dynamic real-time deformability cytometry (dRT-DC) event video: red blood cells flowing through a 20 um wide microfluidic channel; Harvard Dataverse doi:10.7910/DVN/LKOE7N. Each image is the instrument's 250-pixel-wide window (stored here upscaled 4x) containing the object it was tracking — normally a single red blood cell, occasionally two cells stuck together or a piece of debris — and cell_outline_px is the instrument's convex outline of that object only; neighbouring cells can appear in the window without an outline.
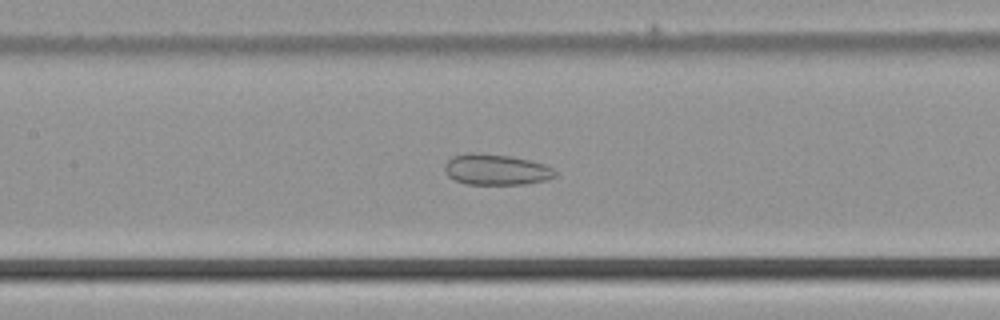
{"species": "common noctule bat (a hibernating species)", "species_latin": "Nyctalus noctula", "temperature_condition": "cold", "stored_images_in_passage": 52, "segment_of_instrument_passage": [1, 2], "camera_frame_rate_fps": 3000, "um_per_image_px": 0.085, "animal": {"sex": "male", "body_mass_g": 21.5, "forearm_length_mm": 52.0}, "frame": {"image": 1, "passage_image": 24, "time_ms": 7.667, "image_size_px": [1000, 320], "cell_outline_px": [[556, 176], [544, 180], [528, 184], [468, 184], [456, 180], [448, 176], [444, 172], [444, 164], [452, 156], [468, 152], [476, 152], [508, 156], [528, 160], [544, 164], [552, 168], [556, 172]], "centroid_in_image_um": [42.13, 14.41], "position_along_channel_um": 165.3, "area_um2": 19.83}}
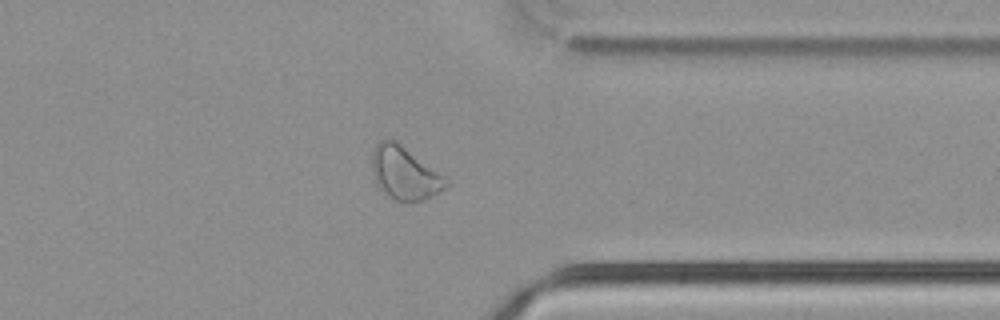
{"frame": {"image": 2, "passage_image": 40, "time_ms": 13.0, "image_size_px": [1000, 320], "cell_outline_px": [[448, 184], [444, 188], [432, 196], [424, 200], [412, 204], [396, 200], [388, 196], [376, 180], [372, 172], [372, 148], [380, 140], [388, 136], [396, 140], [444, 176], [448, 180]], "centroid_in_image_um": [34.38, 14.69], "position_along_channel_um": 377.0, "area_um2": 22.95}}
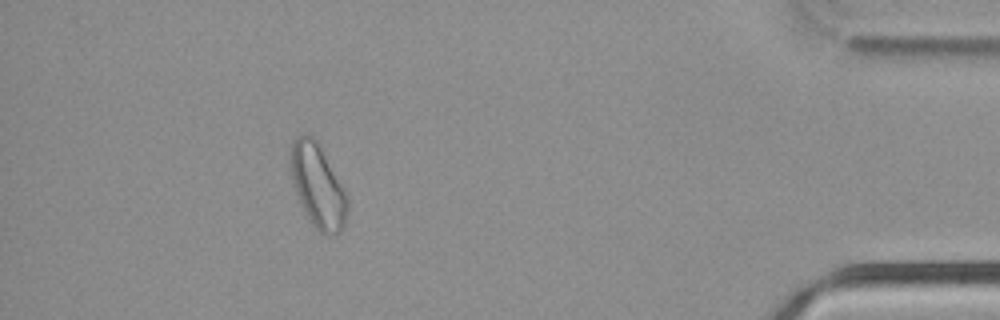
{"frame": {"image": 3, "passage_image": 46, "time_ms": 15.0, "image_size_px": [1000, 320], "cell_outline_px": [[348, 208], [344, 228], [336, 236], [320, 232], [312, 224], [300, 200], [292, 180], [288, 168], [292, 140], [296, 136], [304, 132], [308, 132], [320, 144], [348, 196]], "centroid_in_image_um": [27.01, 15.74], "position_along_channel_um": 408.2, "area_um2": 27.98}}